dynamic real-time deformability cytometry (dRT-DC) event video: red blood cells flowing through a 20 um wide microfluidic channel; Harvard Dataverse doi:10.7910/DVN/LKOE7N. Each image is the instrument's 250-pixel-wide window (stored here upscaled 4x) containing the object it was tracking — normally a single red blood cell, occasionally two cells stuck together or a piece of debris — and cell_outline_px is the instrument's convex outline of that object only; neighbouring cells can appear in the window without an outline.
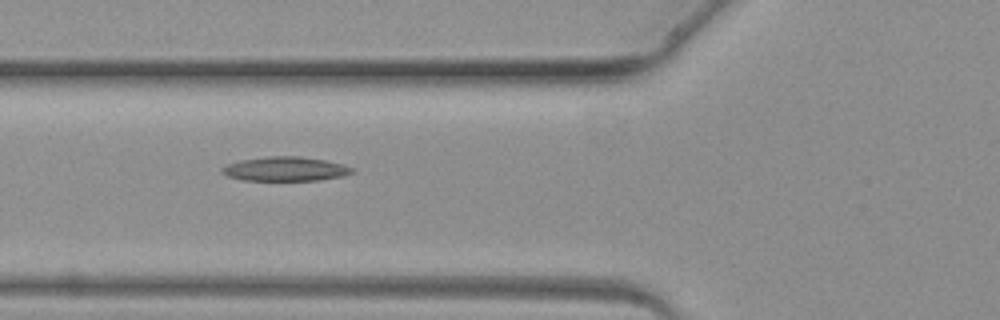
{"species": "common noctule bat (a hibernating species)", "species_latin": "Nyctalus noctula", "temperature_condition": "warm", "stored_images_in_passage": 5, "camera_frame_rate_fps": 3000, "um_per_image_px": 0.085, "animal": {"sex": "female", "body_mass_g": 19.3, "forearm_length_mm": 54.1}, "frame": {"image": 1, "passage_image": 5, "time_ms": 5.667, "image_size_px": [1000, 320], "cell_outline_px": [[356, 172], [344, 176], [320, 180], [240, 180], [228, 176], [220, 172], [220, 168], [228, 164], [240, 160], [268, 156], [300, 156], [324, 160], [344, 164], [352, 168]], "centroid_in_image_um": [24.26, 14.36], "position_along_channel_um": 101.5, "area_um2": 18.5}}